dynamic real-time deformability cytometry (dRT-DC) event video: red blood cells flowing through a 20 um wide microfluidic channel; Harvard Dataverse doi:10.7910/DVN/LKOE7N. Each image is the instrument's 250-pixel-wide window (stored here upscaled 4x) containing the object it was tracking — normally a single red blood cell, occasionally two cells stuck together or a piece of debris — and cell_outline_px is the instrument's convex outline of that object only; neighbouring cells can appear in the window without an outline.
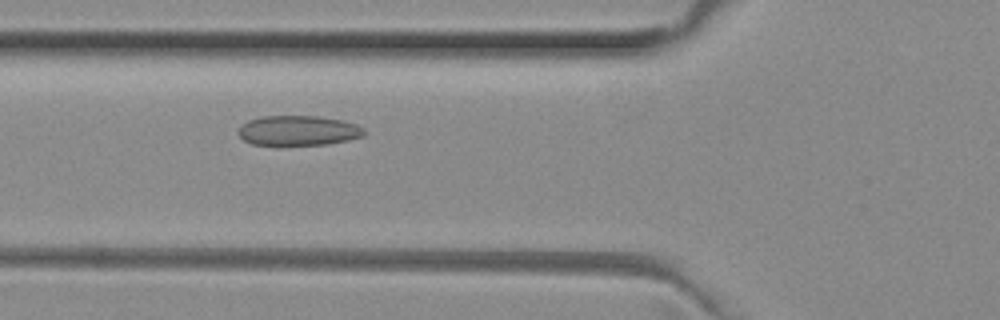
{"species": "common noctule bat (a hibernating species)", "species_latin": "Nyctalus noctula", "temperature_condition": "room temperature", "stored_images_in_passage": 36, "camera_frame_rate_fps": 3000, "um_per_image_px": 0.085, "animal": {"sex": "female", "body_mass_g": 29.2, "forearm_length_mm": 56.3}, "frame": {"image": 1, "passage_image": 3, "time_ms": 0.667, "image_size_px": [1000, 320], "cell_outline_px": [[364, 136], [348, 140], [328, 144], [252, 144], [244, 140], [236, 132], [248, 120], [260, 116], [320, 116], [344, 120], [356, 124], [364, 128]], "centroid_in_image_um": [25.38, 11.08], "position_along_channel_um": 100.4, "area_um2": 21.85}}
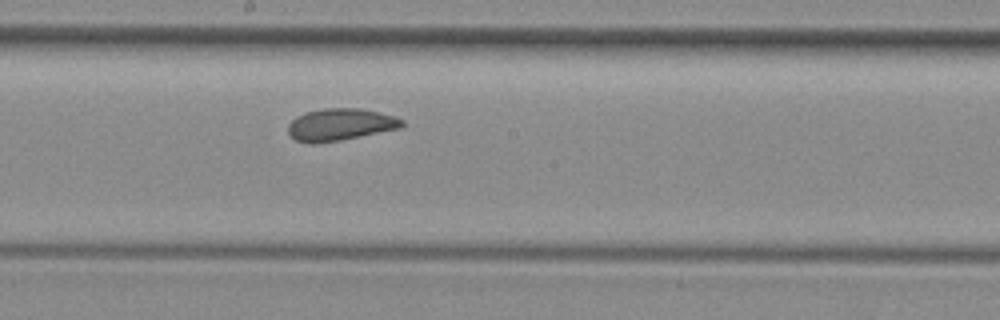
{"frame": {"image": 2, "passage_image": 12, "time_ms": 3.667, "image_size_px": [1000, 320], "cell_outline_px": [[404, 124], [400, 128], [340, 140], [316, 144], [308, 144], [296, 140], [288, 132], [288, 124], [296, 116], [304, 112], [324, 108], [360, 108], [380, 112], [396, 116], [404, 120]], "centroid_in_image_um": [28.91, 10.58], "position_along_channel_um": 219.3, "area_um2": 21.44}}
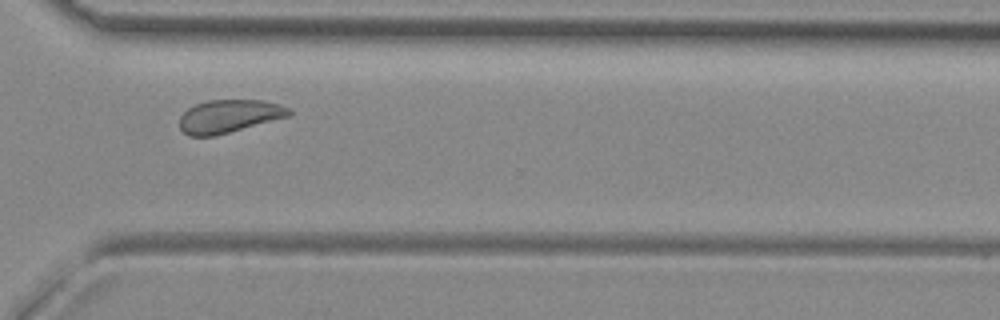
{"frame": {"image": 3, "passage_image": 22, "time_ms": 7.0, "image_size_px": [1000, 320], "cell_outline_px": [[292, 112], [288, 116], [216, 136], [188, 136], [180, 128], [180, 116], [188, 108], [196, 104], [208, 100], [264, 100], [280, 104], [292, 108]], "centroid_in_image_um": [19.48, 9.87], "position_along_channel_um": 351.1, "area_um2": 21.1}}